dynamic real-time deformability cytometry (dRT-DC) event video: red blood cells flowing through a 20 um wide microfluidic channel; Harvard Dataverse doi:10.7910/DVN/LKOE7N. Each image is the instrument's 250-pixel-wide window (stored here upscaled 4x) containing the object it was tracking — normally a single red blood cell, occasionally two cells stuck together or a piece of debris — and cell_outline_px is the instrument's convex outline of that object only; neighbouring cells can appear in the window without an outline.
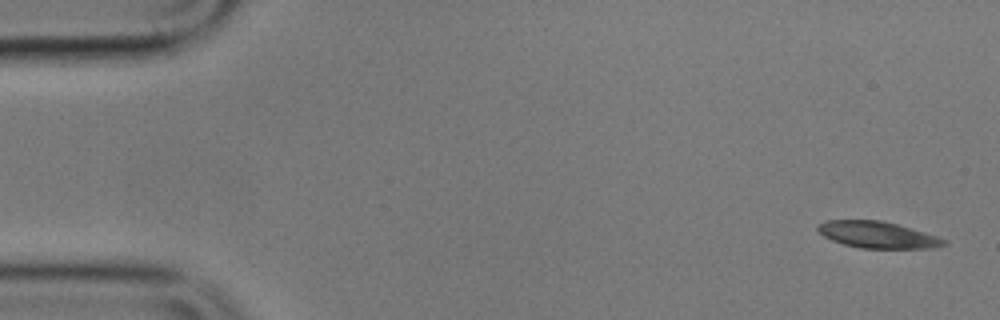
{"species": "common noctule bat (a hibernating species)", "species_latin": "Nyctalus noctula", "temperature_condition": "cold", "stored_images_in_passage": 6, "segment_of_instrument_passage": [1, 2], "camera_frame_rate_fps": 3000, "um_per_image_px": 0.085, "animal": {"sex": "male", "body_mass_g": 17.9}, "frame": {"image": 1, "passage_image": 1, "time_ms": 0.0, "image_size_px": [1000, 320], "cell_outline_px": [[948, 244], [932, 248], [860, 248], [844, 244], [832, 240], [824, 236], [816, 228], [816, 224], [824, 220], [880, 220], [912, 228], [948, 240]], "centroid_in_image_um": [74.58, 19.95], "position_along_channel_um": 10.4, "area_um2": 19.54}}
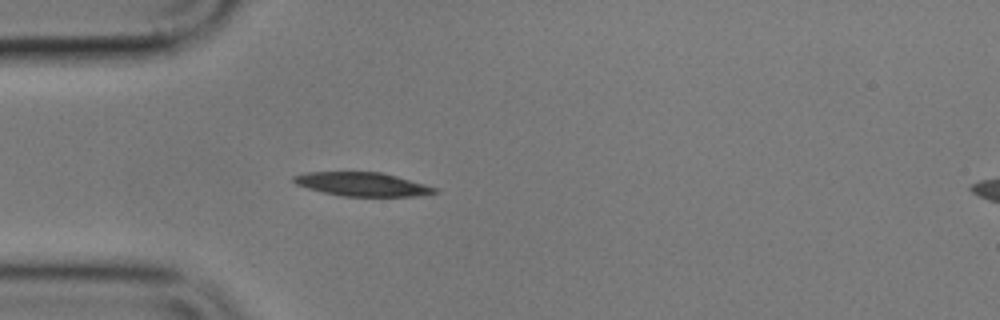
{"frame": {"image": 2, "passage_image": 5, "time_ms": 4.667, "image_size_px": [1000, 320], "cell_outline_px": [[440, 192], [420, 196], [344, 196], [324, 192], [308, 188], [296, 184], [292, 180], [292, 176], [304, 172], [380, 172], [396, 176], [424, 184], [436, 188]], "centroid_in_image_um": [30.79, 15.66], "position_along_channel_um": 54.2, "area_um2": 19.36}}